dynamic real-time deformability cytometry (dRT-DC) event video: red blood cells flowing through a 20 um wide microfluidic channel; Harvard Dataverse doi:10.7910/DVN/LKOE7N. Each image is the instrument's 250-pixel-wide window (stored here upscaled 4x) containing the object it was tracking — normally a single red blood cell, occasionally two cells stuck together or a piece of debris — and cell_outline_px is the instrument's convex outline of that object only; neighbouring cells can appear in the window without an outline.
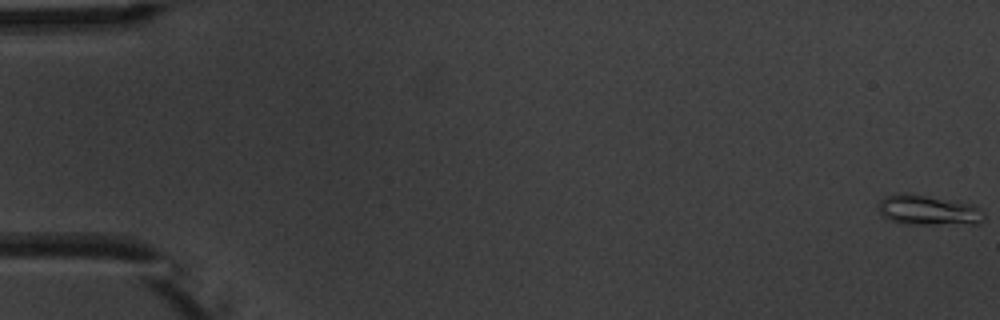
{"species": "common noctule bat (a hibernating species)", "species_latin": "Nyctalus noctula", "temperature_condition": "warm", "stored_images_in_passage": 6, "camera_frame_rate_fps": 3000, "um_per_image_px": 0.085, "animal": {"sex": "male", "body_mass_g": 20.1, "forearm_length_mm": 53.5}, "frame": {"image": 1, "passage_image": 1, "time_ms": 0.0, "image_size_px": [1000, 320], "cell_outline_px": [[984, 220], [980, 224], [900, 224], [884, 216], [876, 208], [880, 200], [884, 196], [900, 192], [912, 192], [960, 200], [972, 204], [980, 208], [984, 212]], "centroid_in_image_um": [78.92, 17.83], "position_along_channel_um": 6.1, "area_um2": 19.42}}